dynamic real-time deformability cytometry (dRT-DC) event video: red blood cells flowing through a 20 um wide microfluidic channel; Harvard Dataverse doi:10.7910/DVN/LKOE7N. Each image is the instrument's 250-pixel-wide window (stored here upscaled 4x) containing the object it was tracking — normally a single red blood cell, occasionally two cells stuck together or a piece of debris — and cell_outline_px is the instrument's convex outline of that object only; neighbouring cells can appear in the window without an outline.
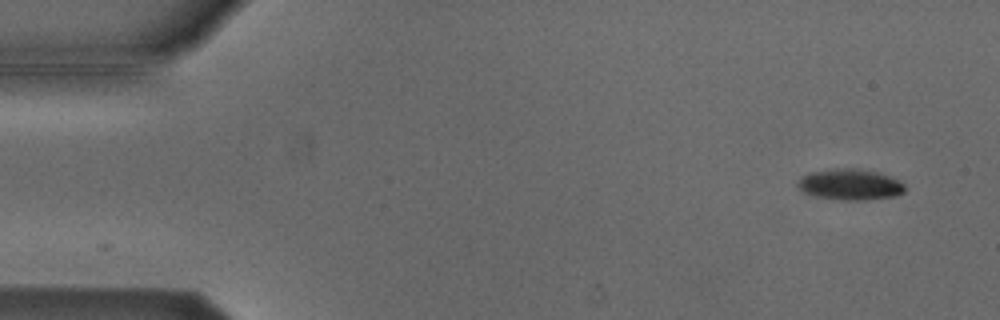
{"species": "Egyptian fruit bat (a non-hibernating species)", "species_latin": "Rousettus aegyptiacus", "temperature_condition": "cold", "stored_images_in_passage": 6, "camera_frame_rate_fps": 3000, "um_per_image_px": 0.085, "animal": {"sex": "male"}, "frame": {"image": 1, "passage_image": 1, "time_ms": 0.0, "image_size_px": [1000, 320], "cell_outline_px": [[904, 192], [896, 196], [864, 200], [840, 200], [816, 196], [804, 192], [796, 184], [804, 176], [812, 172], [836, 168], [876, 172], [900, 180], [904, 184]], "centroid_in_image_um": [72.28, 15.71], "position_along_channel_um": 12.7, "area_um2": 18.84}}
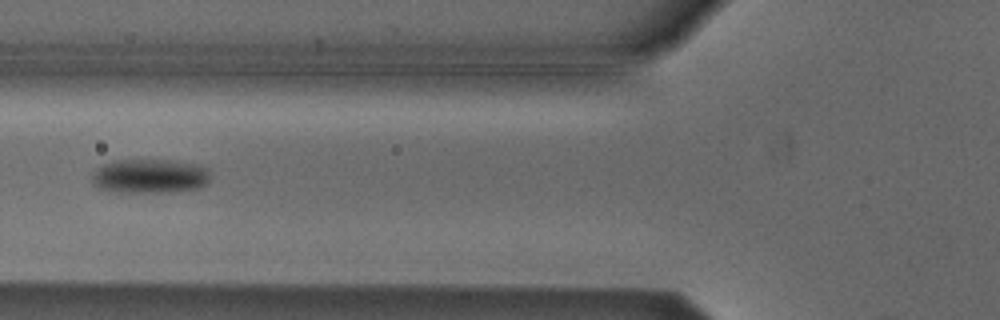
{"frame": {"image": 2, "passage_image": 6, "time_ms": 1.667, "image_size_px": [1000, 320], "cell_outline_px": [[208, 180], [200, 188], [168, 192], [120, 192], [100, 188], [92, 184], [92, 176], [104, 164], [116, 160], [168, 160], [196, 164], [208, 168]], "centroid_in_image_um": [12.75, 14.97], "position_along_channel_um": 113.1, "area_um2": 23.29}}